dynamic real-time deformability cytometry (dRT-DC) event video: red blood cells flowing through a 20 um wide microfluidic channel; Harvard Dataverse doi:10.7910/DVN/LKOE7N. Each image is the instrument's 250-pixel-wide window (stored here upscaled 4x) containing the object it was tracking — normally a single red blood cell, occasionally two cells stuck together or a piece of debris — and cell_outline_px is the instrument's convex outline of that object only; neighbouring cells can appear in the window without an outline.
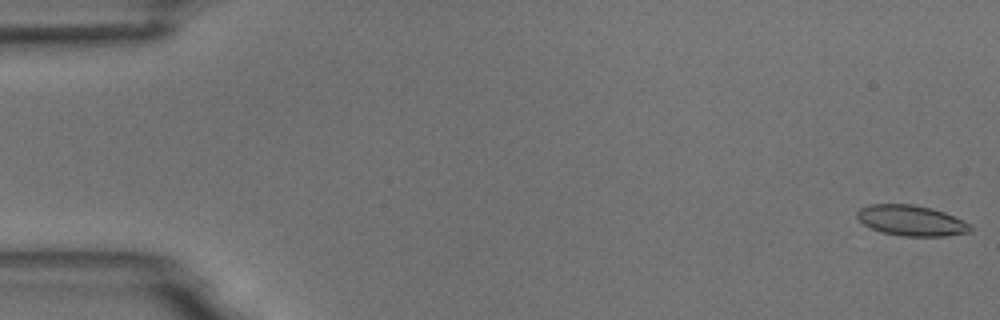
{"species": "common noctule bat (a hibernating species)", "species_latin": "Nyctalus noctula", "temperature_condition": "room temperature", "stored_images_in_passage": 54, "camera_frame_rate_fps": 3000, "um_per_image_px": 0.085, "animal": {"sex": "male", "body_mass_g": 18.8}, "frame": {"image": 1, "passage_image": 1, "time_ms": 0.0, "image_size_px": [1000, 320], "cell_outline_px": [[972, 232], [948, 236], [904, 236], [880, 232], [864, 224], [856, 216], [856, 212], [860, 208], [868, 204], [912, 204], [944, 212], [968, 224], [972, 228]], "centroid_in_image_um": [77.43, 18.75], "position_along_channel_um": 7.6, "area_um2": 20.0}}
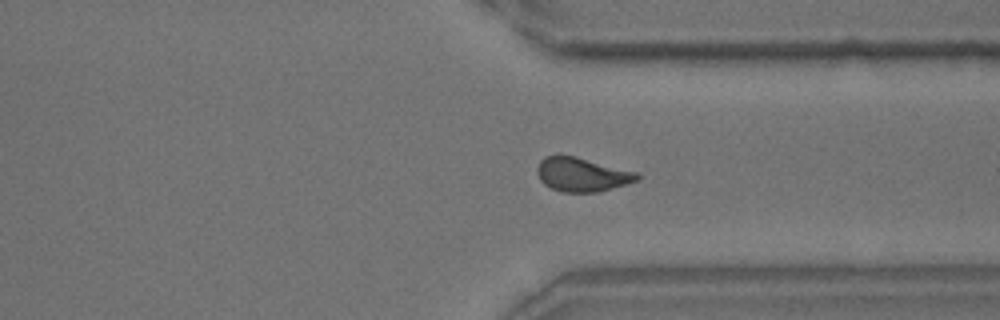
{"frame": {"image": 2, "passage_image": 41, "time_ms": 13.333, "image_size_px": [1000, 320], "cell_outline_px": [[640, 180], [596, 192], [564, 192], [552, 188], [544, 184], [540, 180], [536, 172], [536, 168], [540, 160], [544, 156], [576, 156], [640, 172]], "centroid_in_image_um": [49.49, 14.82], "position_along_channel_um": 361.9, "area_um2": 19.88}}
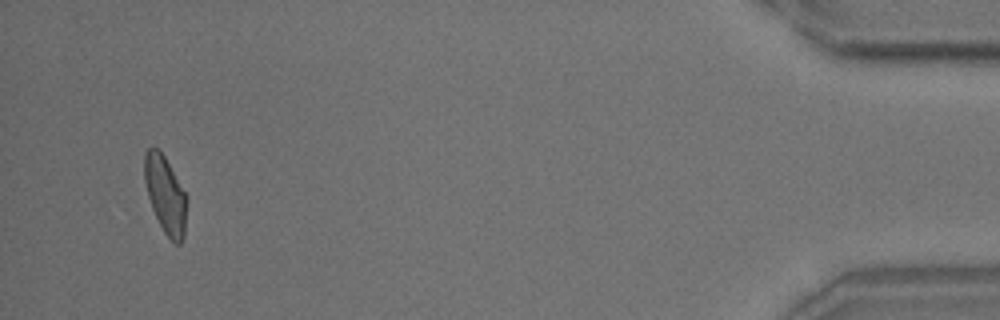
{"frame": {"image": 3, "passage_image": 52, "time_ms": 17.0, "image_size_px": [1000, 320], "cell_outline_px": [[188, 200], [184, 236], [180, 244], [176, 244], [164, 232], [152, 208], [148, 196], [144, 180], [144, 152], [148, 148], [160, 148], [188, 196]], "centroid_in_image_um": [14.08, 16.52], "position_along_channel_um": 421.1, "area_um2": 19.31}, "authors_computed_cell_mechanics": {"area_um2": 19.8832, "velocity_mm_per_s": 3.7483, "shape_relaxation_time_tau1_ms": 9.8841, "shape_relaxation_time_tau2_ms": 1.7642, "deformation_change_tau1": 0.1892, "deformation_change_tau2": 0.0836}}